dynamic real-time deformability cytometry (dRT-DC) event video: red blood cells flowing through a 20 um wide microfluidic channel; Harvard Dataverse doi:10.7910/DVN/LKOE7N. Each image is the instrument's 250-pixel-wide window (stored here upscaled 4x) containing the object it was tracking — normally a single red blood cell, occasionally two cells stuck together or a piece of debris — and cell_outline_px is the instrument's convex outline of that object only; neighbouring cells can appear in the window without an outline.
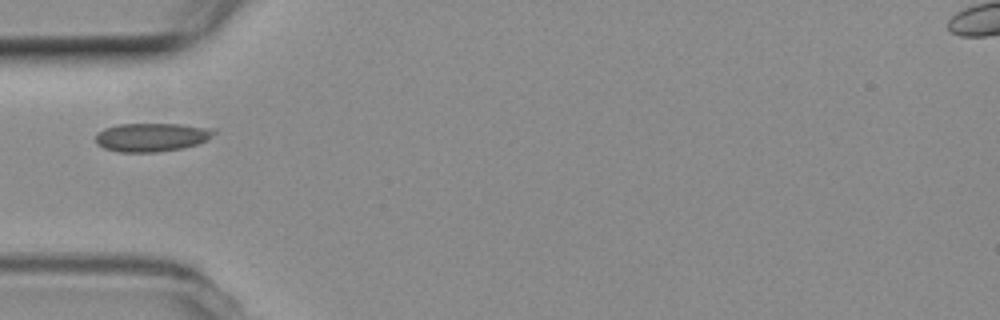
{"species": "common noctule bat (a hibernating species)", "species_latin": "Nyctalus noctula", "temperature_condition": "room temperature", "stored_images_in_passage": 9, "camera_frame_rate_fps": 3000, "um_per_image_px": 0.085, "animal": {"sex": "female", "body_mass_g": 19.3, "forearm_length_mm": 54.1}, "frame": {"image": 1, "passage_image": 1, "time_ms": 0.0, "image_size_px": [1000, 320], "cell_outline_px": [[216, 132], [204, 140], [196, 144], [180, 148], [156, 152], [120, 152], [104, 148], [96, 144], [96, 132], [104, 128], [116, 124], [180, 124], [216, 128]], "centroid_in_image_um": [12.84, 11.65], "position_along_channel_um": 72.2, "area_um2": 19.65}}
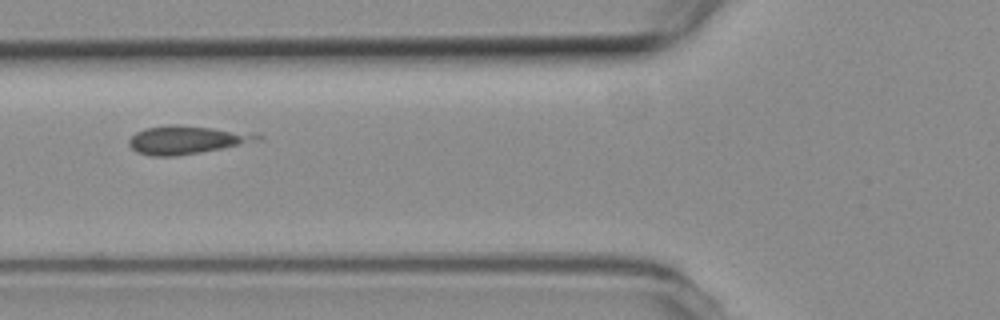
{"frame": {"image": 2, "passage_image": 4, "time_ms": 1.0, "image_size_px": [1000, 320], "cell_outline_px": [[264, 136], [260, 140], [200, 152], [172, 156], [152, 156], [140, 152], [132, 148], [128, 144], [128, 140], [136, 132], [144, 128], [172, 124], [180, 124], [260, 132]], "centroid_in_image_um": [15.94, 11.85], "position_along_channel_um": 109.9, "area_um2": 21.33}}